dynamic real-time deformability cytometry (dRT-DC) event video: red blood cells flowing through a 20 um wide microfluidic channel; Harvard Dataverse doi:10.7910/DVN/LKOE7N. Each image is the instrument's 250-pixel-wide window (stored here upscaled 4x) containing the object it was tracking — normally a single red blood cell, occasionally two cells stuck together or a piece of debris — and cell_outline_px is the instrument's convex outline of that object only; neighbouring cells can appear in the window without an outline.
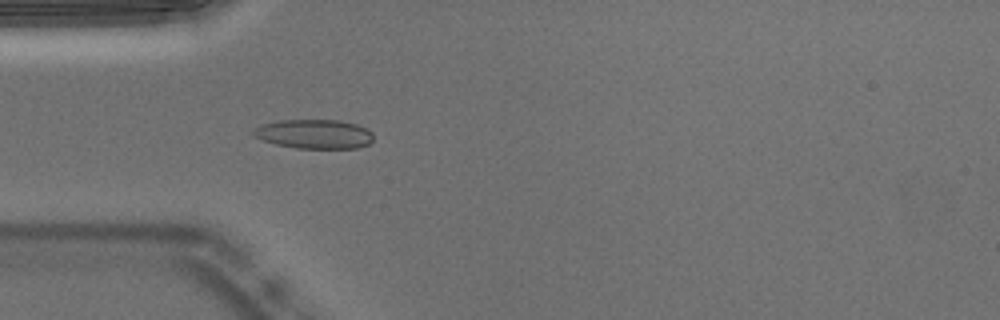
{"species": "Egyptian fruit bat (a non-hibernating species)", "species_latin": "Rousettus aegyptiacus", "temperature_condition": "warm", "stored_images_in_passage": 46, "camera_frame_rate_fps": 3000, "um_per_image_px": 0.085, "animal": {"sex": "male"}, "frame": {"image": 1, "passage_image": 8, "time_ms": 2.333, "image_size_px": [1000, 320], "cell_outline_px": [[372, 140], [368, 144], [356, 148], [296, 148], [276, 144], [252, 136], [252, 128], [260, 124], [280, 120], [336, 120], [356, 124], [368, 128], [372, 132]], "centroid_in_image_um": [26.68, 11.38], "position_along_channel_um": 58.3, "area_um2": 20.52}}
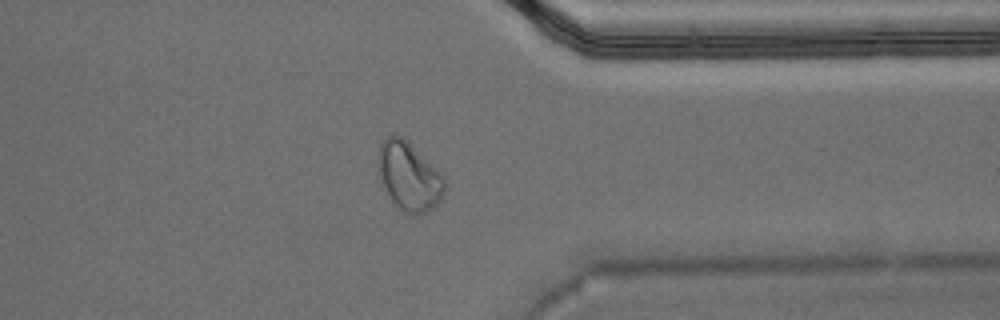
{"frame": {"image": 2, "passage_image": 34, "time_ms": 11.0, "image_size_px": [1000, 320], "cell_outline_px": [[448, 188], [440, 200], [428, 212], [408, 212], [400, 208], [392, 200], [384, 188], [380, 176], [376, 160], [376, 156], [380, 144], [388, 136], [400, 136], [408, 140], [444, 176]], "centroid_in_image_um": [34.78, 14.94], "position_along_channel_um": 376.6, "area_um2": 26.41}}
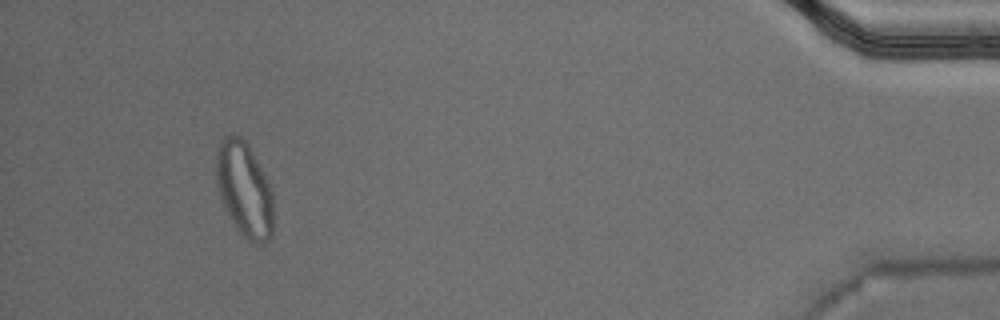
{"frame": {"image": 3, "passage_image": 42, "time_ms": 13.667, "image_size_px": [1000, 320], "cell_outline_px": [[272, 236], [264, 244], [260, 244], [248, 240], [236, 228], [220, 196], [216, 184], [216, 156], [220, 140], [224, 136], [232, 132], [240, 136], [248, 144], [264, 172], [272, 192]], "centroid_in_image_um": [20.76, 16.06], "position_along_channel_um": 414.4, "area_um2": 31.56}, "authors_computed_cell_mechanics": {"area_um2": 19.7098, "velocity_mm_per_s": 3.7612, "shape_relaxation_time_tau1_ms": null, "shape_relaxation_time_tau2_ms": 2.0346, "deformation_change_tau1": null, "deformation_change_tau2": 0.0605}}